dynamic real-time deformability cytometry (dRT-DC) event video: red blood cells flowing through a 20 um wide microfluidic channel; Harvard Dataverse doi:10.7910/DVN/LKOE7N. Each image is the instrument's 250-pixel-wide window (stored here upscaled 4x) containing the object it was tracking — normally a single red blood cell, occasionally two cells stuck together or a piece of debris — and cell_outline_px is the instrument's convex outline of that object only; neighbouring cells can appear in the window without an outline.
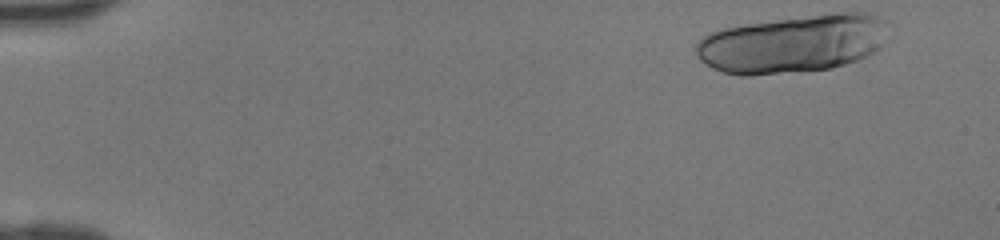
{"species": "human", "species_latin": "Homo sapiens", "temperature_condition": "room temperature", "stored_images_in_passage": 25, "segment_of_instrument_passage": [1, 2], "camera_frame_rate_fps": 3000, "um_per_image_px": 0.085, "donor": {"sex": "female"}, "frame": {"image": 1, "passage_image": 1, "time_ms": 0.0, "image_size_px": [1000, 240], "cell_outline_px": [[888, 40], [876, 52], [856, 60], [832, 68], [752, 76], [740, 76], [724, 72], [712, 68], [700, 60], [696, 56], [696, 44], [708, 32], [724, 28], [748, 24], [836, 12], [868, 12], [880, 16], [888, 20]], "centroid_in_image_um": [67.46, 3.72], "position_along_channel_um": 17.5, "area_um2": 65.49}}
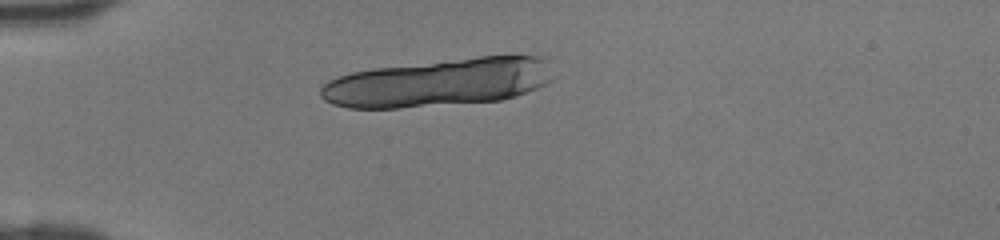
{"frame": {"image": 2, "passage_image": 10, "time_ms": 3.0, "image_size_px": [1000, 240], "cell_outline_px": [[552, 80], [536, 88], [500, 100], [400, 108], [348, 108], [332, 104], [324, 100], [320, 96], [320, 88], [328, 80], [352, 72], [372, 68], [480, 56], [540, 56], [548, 60]], "centroid_in_image_um": [37.24, 7.01], "position_along_channel_um": 47.8, "area_um2": 64.68}}